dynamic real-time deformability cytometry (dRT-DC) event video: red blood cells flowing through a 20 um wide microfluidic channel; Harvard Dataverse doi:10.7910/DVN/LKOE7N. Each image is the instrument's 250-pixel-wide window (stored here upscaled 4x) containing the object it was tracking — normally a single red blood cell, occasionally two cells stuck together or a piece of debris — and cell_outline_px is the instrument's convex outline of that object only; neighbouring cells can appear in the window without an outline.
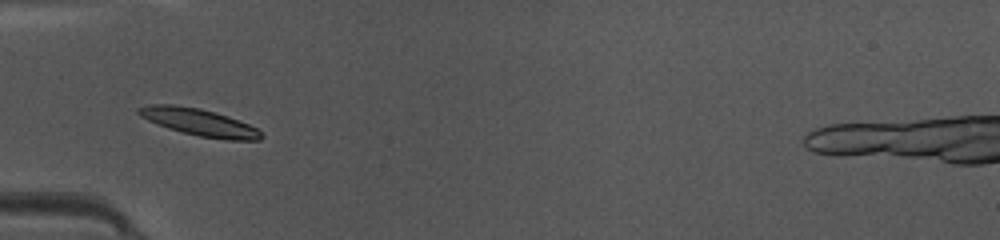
{"species": "common noctule bat (a hibernating species)", "species_latin": "Nyctalus noctula", "temperature_condition": "warm", "stored_images_in_passage": 34, "camera_frame_rate_fps": 3000, "um_per_image_px": 0.085, "animal": {"sex": "female", "body_mass_g": 10.0, "forearm_length_mm": 53.1}, "frame": {"image": 1, "passage_image": 2, "time_ms": 0.333, "image_size_px": [1000, 240], "cell_outline_px": [[264, 136], [260, 140], [228, 140], [200, 136], [168, 128], [148, 120], [140, 116], [136, 112], [136, 108], [148, 104], [172, 104], [200, 108], [228, 116], [248, 124], [256, 128]], "centroid_in_image_um": [16.9, 10.38], "position_along_channel_um": 68.1, "area_um2": 19.25}}
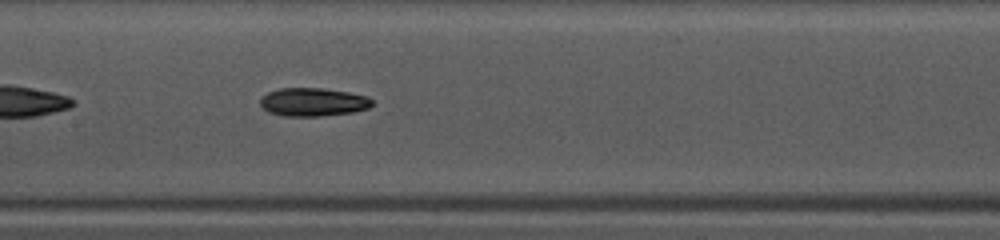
{"frame": {"image": 2, "passage_image": 10, "time_ms": 3.0, "image_size_px": [1000, 240], "cell_outline_px": [[372, 104], [368, 108], [352, 112], [320, 116], [284, 116], [268, 112], [260, 104], [260, 100], [268, 92], [280, 88], [324, 88], [348, 92], [368, 96], [372, 100]], "centroid_in_image_um": [26.61, 8.67], "position_along_channel_um": 180.8, "area_um2": 18.38}}
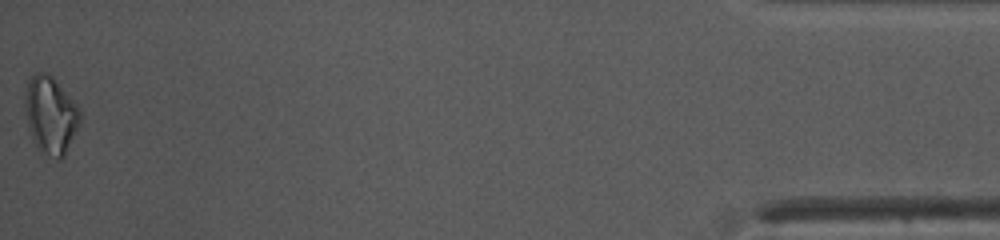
{"frame": {"image": 3, "passage_image": 34, "time_ms": 11.0, "image_size_px": [1000, 240], "cell_outline_px": [[80, 124], [64, 156], [60, 160], [56, 160], [36, 148], [32, 140], [28, 128], [24, 112], [24, 92], [28, 80], [36, 72], [44, 72], [52, 76], [56, 80], [80, 108]], "centroid_in_image_um": [4.27, 9.79], "position_along_channel_um": 430.9, "area_um2": 25.26}, "authors_computed_cell_mechanics": {"area_um2": 18.207, "velocity_mm_per_s": 4.2202, "shape_relaxation_time_tau1_ms": 4.2885, "shape_relaxation_time_tau2_ms": 5.3949, "deformation_change_tau1": 0.1535, "deformation_change_tau2": 0.1244}}